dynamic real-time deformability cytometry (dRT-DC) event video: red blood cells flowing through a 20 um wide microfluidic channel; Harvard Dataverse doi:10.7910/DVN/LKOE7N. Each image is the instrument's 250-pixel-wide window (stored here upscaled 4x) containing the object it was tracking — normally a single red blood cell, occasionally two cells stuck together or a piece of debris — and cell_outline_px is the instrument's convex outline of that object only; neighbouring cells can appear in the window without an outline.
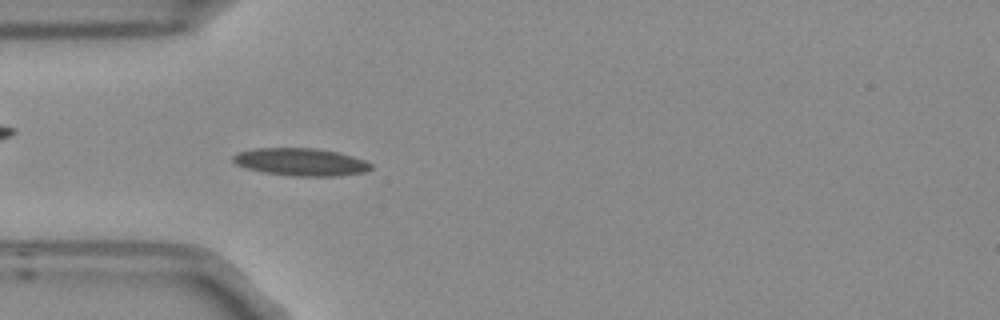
{"species": "Egyptian fruit bat (a non-hibernating species)", "species_latin": "Rousettus aegyptiacus", "temperature_condition": "room temperature", "stored_images_in_passage": 6, "camera_frame_rate_fps": 3000, "um_per_image_px": 0.085, "frame": {"image": 1, "passage_image": 6, "time_ms": 1.667, "image_size_px": [1000, 320], "cell_outline_px": [[372, 168], [364, 172], [336, 176], [292, 176], [264, 172], [248, 168], [236, 164], [232, 160], [232, 156], [236, 152], [252, 148], [316, 148], [340, 152], [364, 160], [372, 164]], "centroid_in_image_um": [25.55, 13.76], "position_along_channel_um": 59.4, "area_um2": 22.25}}